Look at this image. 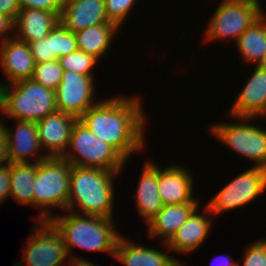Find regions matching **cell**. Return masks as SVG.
I'll use <instances>...</instances> for the list:
<instances>
[{
    "label": "cell",
    "instance_id": "obj_26",
    "mask_svg": "<svg viewBox=\"0 0 266 266\" xmlns=\"http://www.w3.org/2000/svg\"><path fill=\"white\" fill-rule=\"evenodd\" d=\"M51 52L57 59L78 50L75 33L69 31L60 21L50 30Z\"/></svg>",
    "mask_w": 266,
    "mask_h": 266
},
{
    "label": "cell",
    "instance_id": "obj_17",
    "mask_svg": "<svg viewBox=\"0 0 266 266\" xmlns=\"http://www.w3.org/2000/svg\"><path fill=\"white\" fill-rule=\"evenodd\" d=\"M35 65L28 43L15 37L6 40L0 45V68L8 81L0 86L31 79Z\"/></svg>",
    "mask_w": 266,
    "mask_h": 266
},
{
    "label": "cell",
    "instance_id": "obj_37",
    "mask_svg": "<svg viewBox=\"0 0 266 266\" xmlns=\"http://www.w3.org/2000/svg\"><path fill=\"white\" fill-rule=\"evenodd\" d=\"M221 258H219L217 261H219L220 260V266H238V263L236 262V260L235 259H233L232 257L230 258V257H228L227 256V258H226V256L224 257H222V256H220ZM224 260V261H223ZM216 262V261H215ZM212 266H214L213 264H212Z\"/></svg>",
    "mask_w": 266,
    "mask_h": 266
},
{
    "label": "cell",
    "instance_id": "obj_13",
    "mask_svg": "<svg viewBox=\"0 0 266 266\" xmlns=\"http://www.w3.org/2000/svg\"><path fill=\"white\" fill-rule=\"evenodd\" d=\"M229 111L230 117H266V65H255Z\"/></svg>",
    "mask_w": 266,
    "mask_h": 266
},
{
    "label": "cell",
    "instance_id": "obj_18",
    "mask_svg": "<svg viewBox=\"0 0 266 266\" xmlns=\"http://www.w3.org/2000/svg\"><path fill=\"white\" fill-rule=\"evenodd\" d=\"M59 21L73 33L110 22L104 0H64Z\"/></svg>",
    "mask_w": 266,
    "mask_h": 266
},
{
    "label": "cell",
    "instance_id": "obj_31",
    "mask_svg": "<svg viewBox=\"0 0 266 266\" xmlns=\"http://www.w3.org/2000/svg\"><path fill=\"white\" fill-rule=\"evenodd\" d=\"M29 47L36 64L57 59L55 55L51 52L50 32L49 35L44 39L30 43Z\"/></svg>",
    "mask_w": 266,
    "mask_h": 266
},
{
    "label": "cell",
    "instance_id": "obj_29",
    "mask_svg": "<svg viewBox=\"0 0 266 266\" xmlns=\"http://www.w3.org/2000/svg\"><path fill=\"white\" fill-rule=\"evenodd\" d=\"M136 2L137 0H104L107 18L121 29Z\"/></svg>",
    "mask_w": 266,
    "mask_h": 266
},
{
    "label": "cell",
    "instance_id": "obj_35",
    "mask_svg": "<svg viewBox=\"0 0 266 266\" xmlns=\"http://www.w3.org/2000/svg\"><path fill=\"white\" fill-rule=\"evenodd\" d=\"M20 9L18 0H0V13L11 16L14 20Z\"/></svg>",
    "mask_w": 266,
    "mask_h": 266
},
{
    "label": "cell",
    "instance_id": "obj_8",
    "mask_svg": "<svg viewBox=\"0 0 266 266\" xmlns=\"http://www.w3.org/2000/svg\"><path fill=\"white\" fill-rule=\"evenodd\" d=\"M264 9L252 2L222 0L211 16L204 31L208 43L217 40H236L263 14Z\"/></svg>",
    "mask_w": 266,
    "mask_h": 266
},
{
    "label": "cell",
    "instance_id": "obj_23",
    "mask_svg": "<svg viewBox=\"0 0 266 266\" xmlns=\"http://www.w3.org/2000/svg\"><path fill=\"white\" fill-rule=\"evenodd\" d=\"M242 60L252 65H266V13L236 40Z\"/></svg>",
    "mask_w": 266,
    "mask_h": 266
},
{
    "label": "cell",
    "instance_id": "obj_12",
    "mask_svg": "<svg viewBox=\"0 0 266 266\" xmlns=\"http://www.w3.org/2000/svg\"><path fill=\"white\" fill-rule=\"evenodd\" d=\"M15 121L13 130L5 125L9 163H31V159L34 163L47 158L48 156L42 153L36 122Z\"/></svg>",
    "mask_w": 266,
    "mask_h": 266
},
{
    "label": "cell",
    "instance_id": "obj_5",
    "mask_svg": "<svg viewBox=\"0 0 266 266\" xmlns=\"http://www.w3.org/2000/svg\"><path fill=\"white\" fill-rule=\"evenodd\" d=\"M70 174L71 164L63 157L50 156L37 162L33 206L41 212L34 220L49 221L56 207L67 210Z\"/></svg>",
    "mask_w": 266,
    "mask_h": 266
},
{
    "label": "cell",
    "instance_id": "obj_11",
    "mask_svg": "<svg viewBox=\"0 0 266 266\" xmlns=\"http://www.w3.org/2000/svg\"><path fill=\"white\" fill-rule=\"evenodd\" d=\"M94 78L74 71L64 70L60 85L56 88L57 111L80 118L99 101L96 98Z\"/></svg>",
    "mask_w": 266,
    "mask_h": 266
},
{
    "label": "cell",
    "instance_id": "obj_19",
    "mask_svg": "<svg viewBox=\"0 0 266 266\" xmlns=\"http://www.w3.org/2000/svg\"><path fill=\"white\" fill-rule=\"evenodd\" d=\"M127 237L121 235L115 251V257L125 266H185V263L170 256L167 243L163 242L167 251L145 247L134 243V240H128Z\"/></svg>",
    "mask_w": 266,
    "mask_h": 266
},
{
    "label": "cell",
    "instance_id": "obj_24",
    "mask_svg": "<svg viewBox=\"0 0 266 266\" xmlns=\"http://www.w3.org/2000/svg\"><path fill=\"white\" fill-rule=\"evenodd\" d=\"M120 29L115 23L109 22L91 26L75 33L78 50L101 59L111 47L114 37ZM116 35V36H115Z\"/></svg>",
    "mask_w": 266,
    "mask_h": 266
},
{
    "label": "cell",
    "instance_id": "obj_4",
    "mask_svg": "<svg viewBox=\"0 0 266 266\" xmlns=\"http://www.w3.org/2000/svg\"><path fill=\"white\" fill-rule=\"evenodd\" d=\"M56 111L55 90L32 79L0 86V112L7 118L38 122Z\"/></svg>",
    "mask_w": 266,
    "mask_h": 266
},
{
    "label": "cell",
    "instance_id": "obj_22",
    "mask_svg": "<svg viewBox=\"0 0 266 266\" xmlns=\"http://www.w3.org/2000/svg\"><path fill=\"white\" fill-rule=\"evenodd\" d=\"M200 203L164 205L163 208L147 223L151 238L160 237L167 243L177 232Z\"/></svg>",
    "mask_w": 266,
    "mask_h": 266
},
{
    "label": "cell",
    "instance_id": "obj_34",
    "mask_svg": "<svg viewBox=\"0 0 266 266\" xmlns=\"http://www.w3.org/2000/svg\"><path fill=\"white\" fill-rule=\"evenodd\" d=\"M12 31L15 32V20L11 16L0 13V45L14 37L13 34L8 33Z\"/></svg>",
    "mask_w": 266,
    "mask_h": 266
},
{
    "label": "cell",
    "instance_id": "obj_28",
    "mask_svg": "<svg viewBox=\"0 0 266 266\" xmlns=\"http://www.w3.org/2000/svg\"><path fill=\"white\" fill-rule=\"evenodd\" d=\"M58 60L63 70L74 71L83 75L94 77L93 75L95 74L92 72L99 59L91 54L77 50L60 57Z\"/></svg>",
    "mask_w": 266,
    "mask_h": 266
},
{
    "label": "cell",
    "instance_id": "obj_32",
    "mask_svg": "<svg viewBox=\"0 0 266 266\" xmlns=\"http://www.w3.org/2000/svg\"><path fill=\"white\" fill-rule=\"evenodd\" d=\"M64 0H18L20 8L61 11Z\"/></svg>",
    "mask_w": 266,
    "mask_h": 266
},
{
    "label": "cell",
    "instance_id": "obj_36",
    "mask_svg": "<svg viewBox=\"0 0 266 266\" xmlns=\"http://www.w3.org/2000/svg\"><path fill=\"white\" fill-rule=\"evenodd\" d=\"M9 164L7 156V139L5 133V124L0 118V167Z\"/></svg>",
    "mask_w": 266,
    "mask_h": 266
},
{
    "label": "cell",
    "instance_id": "obj_30",
    "mask_svg": "<svg viewBox=\"0 0 266 266\" xmlns=\"http://www.w3.org/2000/svg\"><path fill=\"white\" fill-rule=\"evenodd\" d=\"M241 266H266V238L251 243L243 256ZM238 266L240 264L238 263Z\"/></svg>",
    "mask_w": 266,
    "mask_h": 266
},
{
    "label": "cell",
    "instance_id": "obj_39",
    "mask_svg": "<svg viewBox=\"0 0 266 266\" xmlns=\"http://www.w3.org/2000/svg\"><path fill=\"white\" fill-rule=\"evenodd\" d=\"M240 1H248V2H252V3L257 4V5H259V6L262 7V5H261V3H260V0H240Z\"/></svg>",
    "mask_w": 266,
    "mask_h": 266
},
{
    "label": "cell",
    "instance_id": "obj_38",
    "mask_svg": "<svg viewBox=\"0 0 266 266\" xmlns=\"http://www.w3.org/2000/svg\"><path fill=\"white\" fill-rule=\"evenodd\" d=\"M69 266H97L92 263V261H88L87 259H74L69 261Z\"/></svg>",
    "mask_w": 266,
    "mask_h": 266
},
{
    "label": "cell",
    "instance_id": "obj_21",
    "mask_svg": "<svg viewBox=\"0 0 266 266\" xmlns=\"http://www.w3.org/2000/svg\"><path fill=\"white\" fill-rule=\"evenodd\" d=\"M152 161L150 159L144 162L135 196L137 212L145 223H148L164 206L158 191V164Z\"/></svg>",
    "mask_w": 266,
    "mask_h": 266
},
{
    "label": "cell",
    "instance_id": "obj_9",
    "mask_svg": "<svg viewBox=\"0 0 266 266\" xmlns=\"http://www.w3.org/2000/svg\"><path fill=\"white\" fill-rule=\"evenodd\" d=\"M266 190V168L249 167L240 173L205 204L216 217L256 200ZM261 194V195H260Z\"/></svg>",
    "mask_w": 266,
    "mask_h": 266
},
{
    "label": "cell",
    "instance_id": "obj_20",
    "mask_svg": "<svg viewBox=\"0 0 266 266\" xmlns=\"http://www.w3.org/2000/svg\"><path fill=\"white\" fill-rule=\"evenodd\" d=\"M60 13L61 11L21 8L15 20L14 37L28 44L44 39L59 22Z\"/></svg>",
    "mask_w": 266,
    "mask_h": 266
},
{
    "label": "cell",
    "instance_id": "obj_1",
    "mask_svg": "<svg viewBox=\"0 0 266 266\" xmlns=\"http://www.w3.org/2000/svg\"><path fill=\"white\" fill-rule=\"evenodd\" d=\"M140 96H115L90 107L78 120L126 160L145 149L147 114Z\"/></svg>",
    "mask_w": 266,
    "mask_h": 266
},
{
    "label": "cell",
    "instance_id": "obj_33",
    "mask_svg": "<svg viewBox=\"0 0 266 266\" xmlns=\"http://www.w3.org/2000/svg\"><path fill=\"white\" fill-rule=\"evenodd\" d=\"M11 193L10 163L0 167V204L6 202Z\"/></svg>",
    "mask_w": 266,
    "mask_h": 266
},
{
    "label": "cell",
    "instance_id": "obj_10",
    "mask_svg": "<svg viewBox=\"0 0 266 266\" xmlns=\"http://www.w3.org/2000/svg\"><path fill=\"white\" fill-rule=\"evenodd\" d=\"M35 222L36 227L28 234L22 254L25 265L13 262V266H65L70 258L59 231L48 220Z\"/></svg>",
    "mask_w": 266,
    "mask_h": 266
},
{
    "label": "cell",
    "instance_id": "obj_3",
    "mask_svg": "<svg viewBox=\"0 0 266 266\" xmlns=\"http://www.w3.org/2000/svg\"><path fill=\"white\" fill-rule=\"evenodd\" d=\"M67 212L63 215L57 213L49 221L61 234L70 260L84 259L71 254L76 247L86 251H104L115 257L121 234L116 230L113 218Z\"/></svg>",
    "mask_w": 266,
    "mask_h": 266
},
{
    "label": "cell",
    "instance_id": "obj_2",
    "mask_svg": "<svg viewBox=\"0 0 266 266\" xmlns=\"http://www.w3.org/2000/svg\"><path fill=\"white\" fill-rule=\"evenodd\" d=\"M122 171L71 165L67 210L76 214L114 217L115 178ZM77 205V206H76ZM78 207V212L76 211Z\"/></svg>",
    "mask_w": 266,
    "mask_h": 266
},
{
    "label": "cell",
    "instance_id": "obj_14",
    "mask_svg": "<svg viewBox=\"0 0 266 266\" xmlns=\"http://www.w3.org/2000/svg\"><path fill=\"white\" fill-rule=\"evenodd\" d=\"M77 120L71 114L56 111L36 122L40 146L48 157L64 155Z\"/></svg>",
    "mask_w": 266,
    "mask_h": 266
},
{
    "label": "cell",
    "instance_id": "obj_6",
    "mask_svg": "<svg viewBox=\"0 0 266 266\" xmlns=\"http://www.w3.org/2000/svg\"><path fill=\"white\" fill-rule=\"evenodd\" d=\"M73 166L122 171L126 159L110 144L99 139L81 121L73 126L68 149L62 156Z\"/></svg>",
    "mask_w": 266,
    "mask_h": 266
},
{
    "label": "cell",
    "instance_id": "obj_15",
    "mask_svg": "<svg viewBox=\"0 0 266 266\" xmlns=\"http://www.w3.org/2000/svg\"><path fill=\"white\" fill-rule=\"evenodd\" d=\"M185 166H158V191L163 205L200 203L193 198L194 177Z\"/></svg>",
    "mask_w": 266,
    "mask_h": 266
},
{
    "label": "cell",
    "instance_id": "obj_7",
    "mask_svg": "<svg viewBox=\"0 0 266 266\" xmlns=\"http://www.w3.org/2000/svg\"><path fill=\"white\" fill-rule=\"evenodd\" d=\"M232 118L236 120L233 123H213L209 132L237 155L255 162L253 167L266 168V128L252 123L258 118Z\"/></svg>",
    "mask_w": 266,
    "mask_h": 266
},
{
    "label": "cell",
    "instance_id": "obj_16",
    "mask_svg": "<svg viewBox=\"0 0 266 266\" xmlns=\"http://www.w3.org/2000/svg\"><path fill=\"white\" fill-rule=\"evenodd\" d=\"M198 209L200 208L197 207L191 213L188 219L167 242L170 251L187 255L199 248V246H202L201 244L207 239L213 226L212 224H214L212 222L214 216H209L213 214L206 205L200 214Z\"/></svg>",
    "mask_w": 266,
    "mask_h": 266
},
{
    "label": "cell",
    "instance_id": "obj_25",
    "mask_svg": "<svg viewBox=\"0 0 266 266\" xmlns=\"http://www.w3.org/2000/svg\"><path fill=\"white\" fill-rule=\"evenodd\" d=\"M37 172V162L10 164L11 198L22 206L33 207V184Z\"/></svg>",
    "mask_w": 266,
    "mask_h": 266
},
{
    "label": "cell",
    "instance_id": "obj_27",
    "mask_svg": "<svg viewBox=\"0 0 266 266\" xmlns=\"http://www.w3.org/2000/svg\"><path fill=\"white\" fill-rule=\"evenodd\" d=\"M63 68L58 59L35 65L32 80L44 87L56 90L60 85Z\"/></svg>",
    "mask_w": 266,
    "mask_h": 266
}]
</instances>
